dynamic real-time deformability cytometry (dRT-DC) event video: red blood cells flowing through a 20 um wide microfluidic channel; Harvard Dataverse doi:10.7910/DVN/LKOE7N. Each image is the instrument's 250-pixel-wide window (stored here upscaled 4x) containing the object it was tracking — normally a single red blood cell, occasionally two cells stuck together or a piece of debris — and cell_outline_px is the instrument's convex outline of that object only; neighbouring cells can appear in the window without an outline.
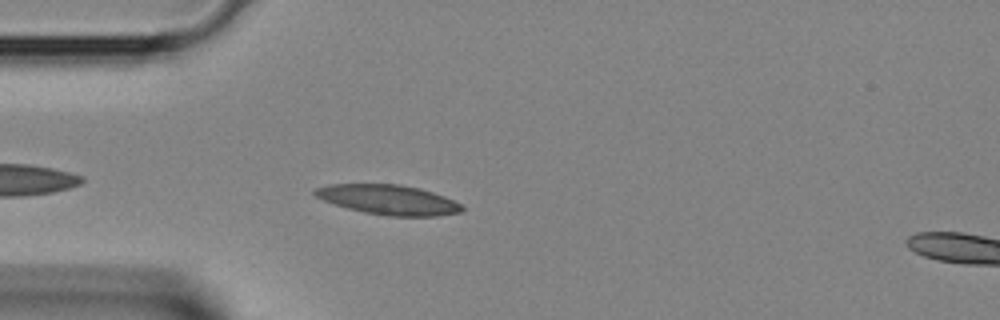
{"species": "Egyptian fruit bat (a non-hibernating species)", "species_latin": "Rousettus aegyptiacus", "temperature_condition": "room temperature", "stored_images_in_passage": 21, "camera_frame_rate_fps": 3000, "um_per_image_px": 0.085, "animal": {"sex": "female"}, "frame": {"image": 1, "passage_image": 3, "time_ms": 0.667, "image_size_px": [1000, 320], "cell_outline_px": [[464, 208], [460, 212], [436, 216], [388, 216], [364, 212], [348, 208], [324, 200], [316, 196], [312, 192], [316, 188], [328, 184], [400, 184], [420, 188], [444, 196], [460, 204]], "centroid_in_image_um": [33.01, 16.97], "position_along_channel_um": 52.0, "area_um2": 25.32}}
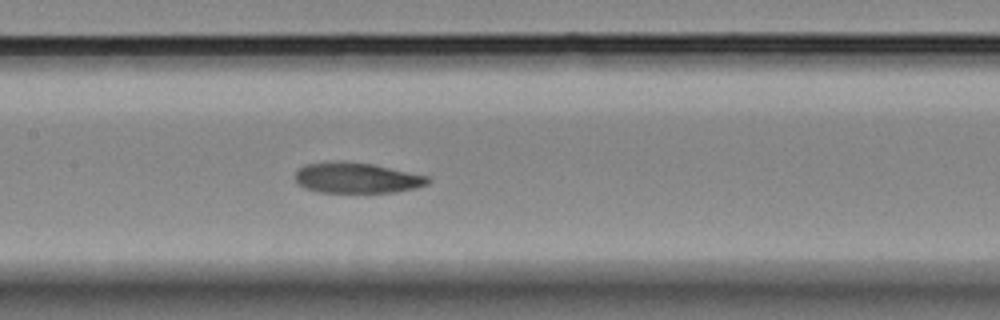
{"frame": {"image": 2, "passage_image": 11, "time_ms": 3.333, "image_size_px": [1000, 320], "cell_outline_px": [[432, 180], [428, 184], [416, 188], [396, 192], [316, 192], [296, 184], [296, 172], [304, 164], [328, 160], [344, 160], [372, 164], [428, 176]], "centroid_in_image_um": [30.3, 15.1], "position_along_channel_um": 177.1, "area_um2": 23.99}}
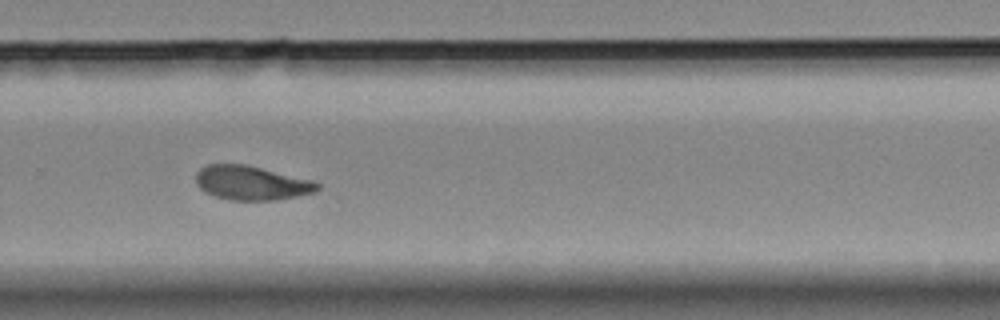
{"frame": {"image": 3, "passage_image": 19, "time_ms": 6.0, "image_size_px": [1000, 320], "cell_outline_px": [[320, 188], [316, 192], [276, 200], [232, 200], [216, 196], [200, 188], [196, 184], [196, 172], [200, 168], [208, 164], [244, 164], [312, 180], [320, 184]], "centroid_in_image_um": [21.38, 15.55], "position_along_channel_um": 308.4, "area_um2": 23.99}}